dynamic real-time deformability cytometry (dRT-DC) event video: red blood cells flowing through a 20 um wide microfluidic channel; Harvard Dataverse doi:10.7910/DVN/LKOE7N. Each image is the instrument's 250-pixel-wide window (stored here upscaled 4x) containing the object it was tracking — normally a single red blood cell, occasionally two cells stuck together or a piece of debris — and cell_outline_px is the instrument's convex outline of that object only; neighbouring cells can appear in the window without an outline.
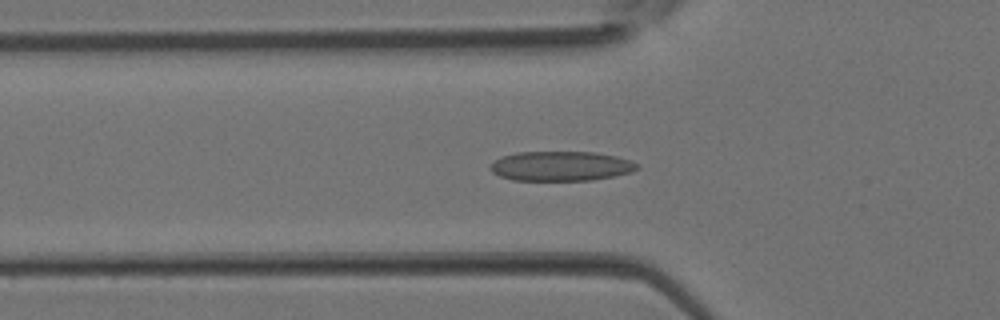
{"species": "Egyptian fruit bat (a non-hibernating species)", "species_latin": "Rousettus aegyptiacus", "temperature_condition": "room temperature", "stored_images_in_passage": 37, "camera_frame_rate_fps": 3000, "um_per_image_px": 0.085, "animal": {"sex": "female"}, "frame": {"image": 1, "passage_image": 12, "time_ms": 3.667, "image_size_px": [1000, 320], "cell_outline_px": [[640, 168], [632, 172], [592, 180], [512, 180], [500, 176], [492, 172], [488, 168], [500, 156], [516, 152], [596, 152], [616, 156], [632, 160], [640, 164]], "centroid_in_image_um": [47.7, 14.11], "position_along_channel_um": 78.1, "area_um2": 25.55}}
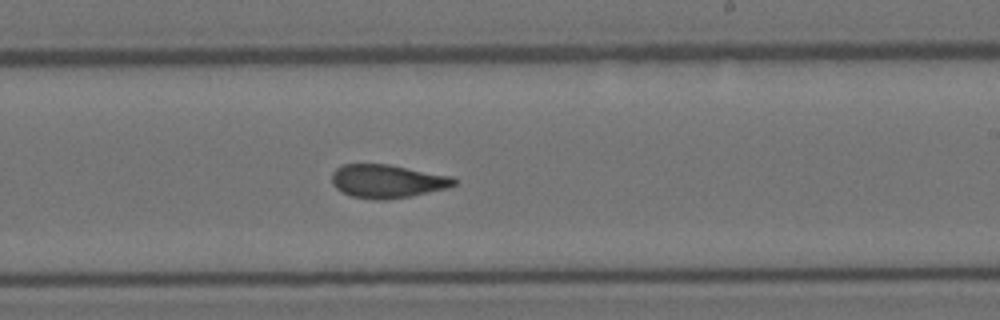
{"frame": {"image": 2, "passage_image": 22, "time_ms": 7.0, "image_size_px": [1000, 320], "cell_outline_px": [[456, 184], [448, 188], [408, 196], [384, 200], [376, 200], [352, 196], [336, 188], [332, 184], [332, 172], [336, 168], [344, 164], [388, 164], [452, 176], [456, 180]], "centroid_in_image_um": [32.91, 15.39], "position_along_channel_um": 256.1, "area_um2": 23.64}}
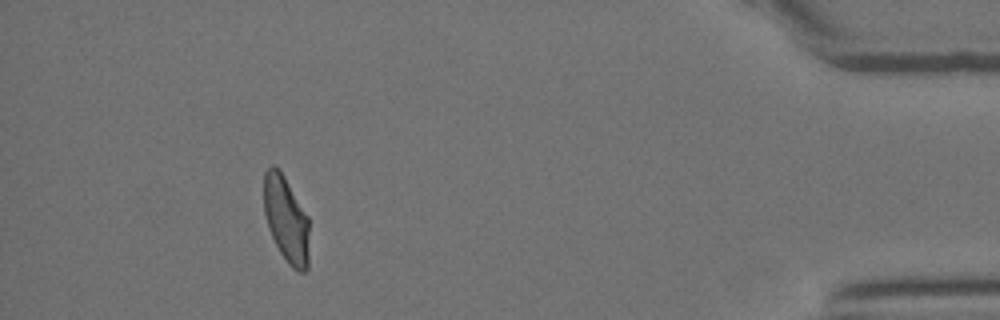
{"frame": {"image": 3, "passage_image": 34, "time_ms": 11.0, "image_size_px": [1000, 320], "cell_outline_px": [[308, 268], [304, 272], [296, 272], [288, 264], [280, 252], [268, 228], [264, 212], [264, 172], [272, 164], [276, 164], [284, 176], [308, 216]], "centroid_in_image_um": [24.32, 18.64], "position_along_channel_um": 410.9, "area_um2": 22.83}}